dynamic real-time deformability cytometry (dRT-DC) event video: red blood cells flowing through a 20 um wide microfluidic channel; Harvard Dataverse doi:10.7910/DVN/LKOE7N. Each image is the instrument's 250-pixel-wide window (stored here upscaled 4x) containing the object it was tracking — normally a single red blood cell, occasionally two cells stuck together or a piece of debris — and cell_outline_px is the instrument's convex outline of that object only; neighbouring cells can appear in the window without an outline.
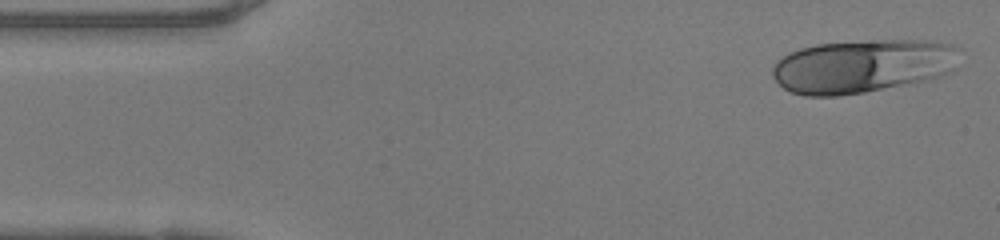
{"species": "human", "species_latin": "Homo sapiens", "temperature_condition": "warm", "stored_images_in_passage": 46, "camera_frame_rate_fps": 3000, "um_per_image_px": 0.085, "donor": {"sex": "female"}, "frame": {"image": 1, "passage_image": 1, "time_ms": 0.0, "image_size_px": [1000, 240], "cell_outline_px": [[960, 48], [956, 68], [952, 72], [944, 76], [864, 92], [836, 96], [804, 96], [792, 92], [784, 88], [772, 76], [772, 68], [776, 60], [788, 52], [800, 48], [816, 44], [880, 40], [936, 40], [956, 44]], "centroid_in_image_um": [73.36, 5.6], "position_along_channel_um": 11.6, "area_um2": 58.84}}
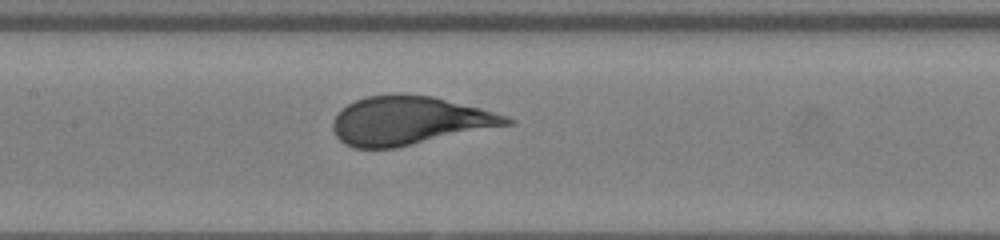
{"frame": {"image": 2, "passage_image": 20, "time_ms": 6.333, "image_size_px": [1000, 240], "cell_outline_px": [[516, 124], [396, 148], [352, 148], [344, 144], [336, 136], [332, 128], [332, 124], [336, 116], [348, 104], [356, 100], [368, 96], [432, 96], [480, 108], [508, 116], [516, 120]], "centroid_in_image_um": [34.86, 10.3], "position_along_channel_um": 172.5, "area_um2": 48.67}}
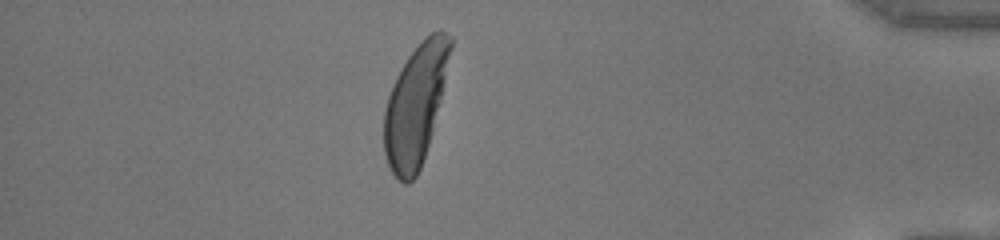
{"frame": {"image": 3, "passage_image": 40, "time_ms": 13.0, "image_size_px": [1000, 240], "cell_outline_px": [[452, 48], [440, 100], [432, 132], [420, 168], [416, 176], [408, 184], [404, 184], [392, 172], [388, 164], [384, 152], [384, 112], [388, 96], [396, 76], [408, 56], [432, 32], [440, 28], [452, 36]], "centroid_in_image_um": [35.31, 8.92], "position_along_channel_um": 399.9, "area_um2": 45.84}, "authors_computed_cell_mechanics": {"area_um2": 49.2456, "velocity_mm_per_s": 4.1364, "shape_relaxation_time_tau1_ms": 3.4919, "shape_relaxation_time_tau2_ms": null, "deformation_change_tau1": 0.2378, "deformation_change_tau2": null}}